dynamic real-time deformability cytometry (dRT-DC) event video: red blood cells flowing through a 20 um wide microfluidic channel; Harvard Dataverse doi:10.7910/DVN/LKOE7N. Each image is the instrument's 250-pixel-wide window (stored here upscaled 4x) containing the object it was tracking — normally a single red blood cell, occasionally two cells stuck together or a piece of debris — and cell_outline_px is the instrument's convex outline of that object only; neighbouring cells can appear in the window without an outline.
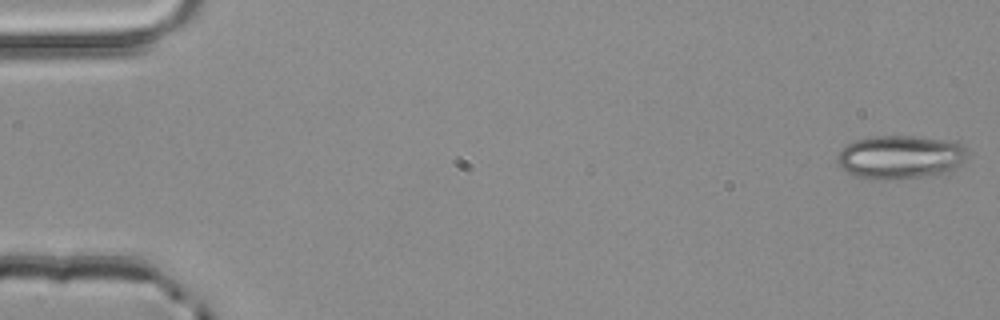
{"species": "common noctule bat (a hibernating species)", "species_latin": "Nyctalus noctula", "temperature_condition": "room temperature", "stored_images_in_passage": 5, "camera_frame_rate_fps": 3000, "um_per_image_px": 0.085, "animal": {"sex": "male", "body_mass_g": 20.4}, "frame": {"image": 1, "passage_image": 1, "time_ms": 0.0, "image_size_px": [1000, 320], "cell_outline_px": [[964, 160], [960, 164], [948, 172], [940, 176], [888, 180], [868, 180], [852, 176], [836, 164], [836, 156], [848, 144], [856, 140], [872, 136], [912, 136], [956, 140], [964, 148]], "centroid_in_image_um": [76.49, 13.38], "position_along_channel_um": 8.5, "area_um2": 33.76}}